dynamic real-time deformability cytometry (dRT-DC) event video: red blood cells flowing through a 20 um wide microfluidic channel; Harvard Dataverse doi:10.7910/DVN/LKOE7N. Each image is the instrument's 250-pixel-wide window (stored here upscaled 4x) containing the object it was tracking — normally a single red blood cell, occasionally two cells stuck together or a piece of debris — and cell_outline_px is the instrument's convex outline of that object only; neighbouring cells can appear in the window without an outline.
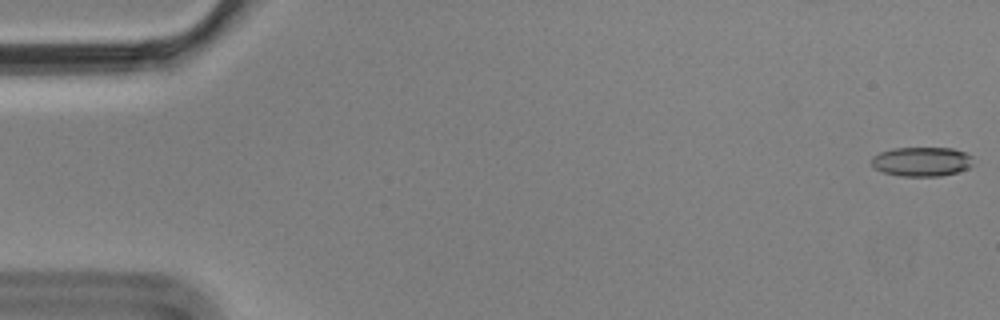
{"species": "Egyptian fruit bat (a non-hibernating species)", "species_latin": "Rousettus aegyptiacus", "temperature_condition": "cold", "stored_images_in_passage": 5, "camera_frame_rate_fps": 3000, "um_per_image_px": 0.085, "animal": {"sex": "male"}, "frame": {"image": 1, "passage_image": 1, "time_ms": 0.0, "image_size_px": [1000, 320], "cell_outline_px": [[972, 164], [968, 168], [956, 172], [940, 176], [900, 176], [884, 172], [876, 168], [872, 164], [872, 156], [880, 152], [892, 148], [952, 148], [964, 152], [972, 156]], "centroid_in_image_um": [78.34, 13.73], "position_along_channel_um": 6.7, "area_um2": 17.28}}